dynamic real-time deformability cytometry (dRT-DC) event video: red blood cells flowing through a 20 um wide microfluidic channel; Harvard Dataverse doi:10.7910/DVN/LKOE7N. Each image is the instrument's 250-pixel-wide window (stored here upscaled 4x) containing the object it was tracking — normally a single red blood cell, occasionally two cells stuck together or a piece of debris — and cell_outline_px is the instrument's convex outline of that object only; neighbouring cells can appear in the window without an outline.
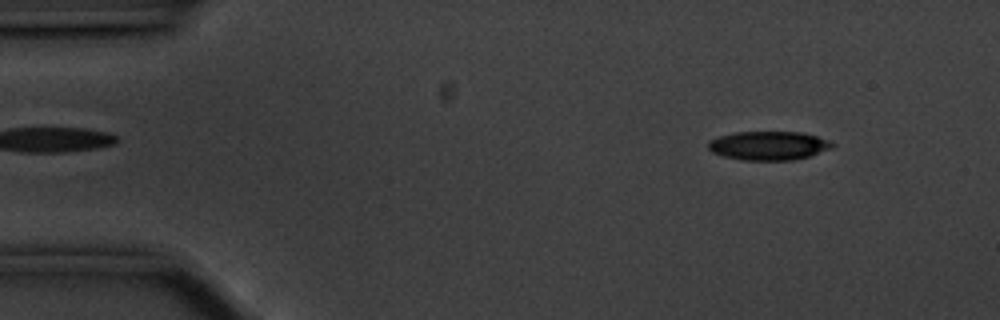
{"species": "common noctule bat (a hibernating species)", "species_latin": "Nyctalus noctula", "temperature_condition": "cold", "stored_images_in_passage": 55, "camera_frame_rate_fps": 3000, "um_per_image_px": 0.085, "animal": {"sex": "male", "body_mass_g": 20.1, "forearm_length_mm": 53.5}, "frame": {"image": 1, "passage_image": 5, "time_ms": 1.333, "image_size_px": [1000, 320], "cell_outline_px": [[836, 144], [832, 148], [808, 156], [792, 160], [740, 160], [724, 156], [712, 152], [708, 148], [708, 144], [712, 140], [720, 136], [736, 132], [800, 132], [816, 136], [828, 140]], "centroid_in_image_um": [65.34, 12.38], "position_along_channel_um": 19.7, "area_um2": 20.63}}
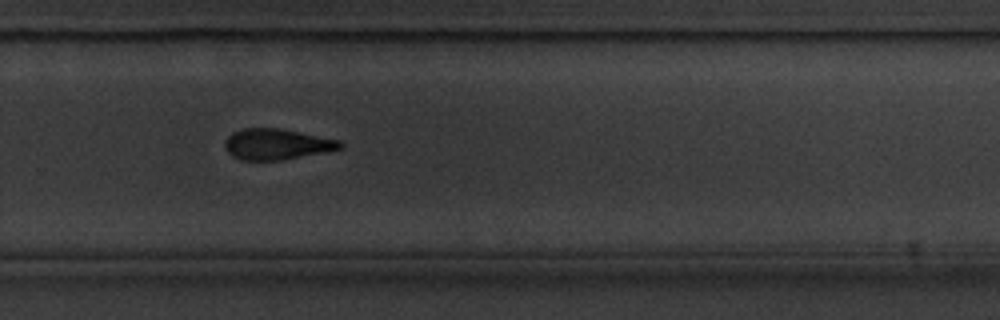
{"frame": {"image": 2, "passage_image": 36, "time_ms": 11.667, "image_size_px": [1000, 320], "cell_outline_px": [[344, 148], [328, 152], [280, 160], [240, 160], [232, 156], [224, 148], [224, 140], [232, 132], [244, 128], [280, 128], [344, 140]], "centroid_in_image_um": [23.58, 12.25], "position_along_channel_um": 306.2, "area_um2": 21.21}}
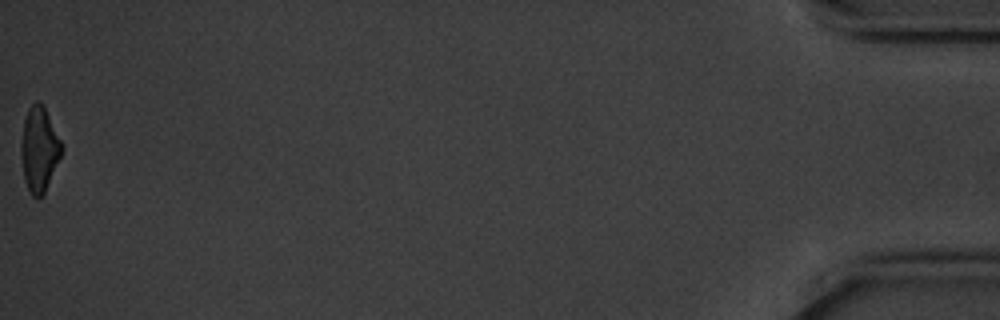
{"frame": {"image": 3, "passage_image": 55, "time_ms": 18.0, "image_size_px": [1000, 320], "cell_outline_px": [[64, 148], [44, 192], [36, 200], [32, 196], [24, 180], [20, 156], [20, 144], [24, 120], [28, 108], [36, 100], [44, 108], [64, 144]], "centroid_in_image_um": [3.32, 12.69], "position_along_channel_um": 431.9, "area_um2": 20.0}, "authors_computed_cell_mechanics": {"area_um2": 21.5594, "velocity_mm_per_s": 3.5467, "shape_relaxation_time_tau1_ms": 4.0579, "shape_relaxation_time_tau2_ms": 7.3035, "deformation_change_tau1": 0.12, "deformation_change_tau2": 0.1795}}